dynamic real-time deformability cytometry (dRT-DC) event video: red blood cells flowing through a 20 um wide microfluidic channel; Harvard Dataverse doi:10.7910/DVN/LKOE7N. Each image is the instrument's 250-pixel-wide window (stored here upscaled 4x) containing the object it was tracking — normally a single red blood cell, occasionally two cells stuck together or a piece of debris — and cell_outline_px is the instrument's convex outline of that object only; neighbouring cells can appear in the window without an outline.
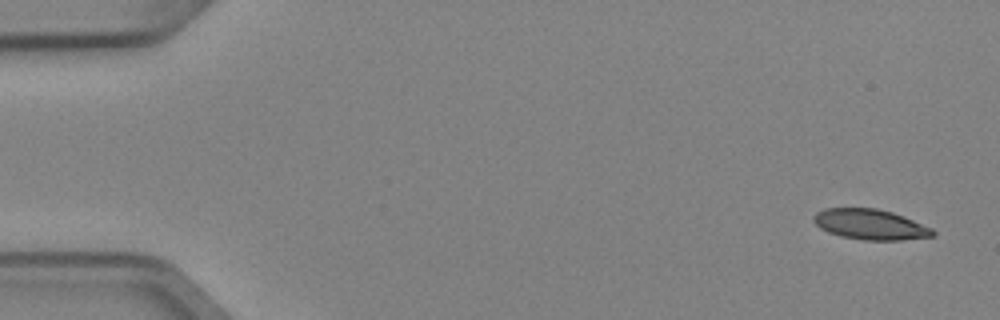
{"species": "Egyptian fruit bat (a non-hibernating species)", "species_latin": "Rousettus aegyptiacus", "temperature_condition": "cold", "stored_images_in_passage": 4, "camera_frame_rate_fps": 3000, "um_per_image_px": 0.085, "animal": {"sex": "female"}, "frame": {"image": 1, "passage_image": 1, "time_ms": 0.0, "image_size_px": [1000, 320], "cell_outline_px": [[936, 236], [900, 240], [864, 240], [840, 236], [828, 232], [820, 228], [812, 220], [812, 216], [816, 212], [824, 208], [876, 208], [892, 212], [904, 216], [932, 228], [936, 232]], "centroid_in_image_um": [73.97, 19.07], "position_along_channel_um": 11.0, "area_um2": 21.27}}
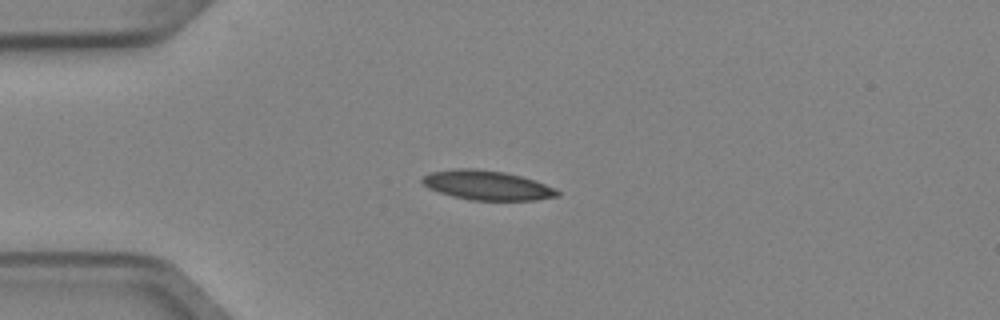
{"frame": {"image": 2, "passage_image": 4, "time_ms": 1.0, "image_size_px": [1000, 320], "cell_outline_px": [[560, 196], [536, 200], [468, 200], [452, 196], [428, 188], [420, 180], [424, 176], [432, 172], [460, 168], [476, 168], [504, 172], [536, 180], [560, 192]], "centroid_in_image_um": [41.4, 15.75], "position_along_channel_um": 43.6, "area_um2": 23.06}}